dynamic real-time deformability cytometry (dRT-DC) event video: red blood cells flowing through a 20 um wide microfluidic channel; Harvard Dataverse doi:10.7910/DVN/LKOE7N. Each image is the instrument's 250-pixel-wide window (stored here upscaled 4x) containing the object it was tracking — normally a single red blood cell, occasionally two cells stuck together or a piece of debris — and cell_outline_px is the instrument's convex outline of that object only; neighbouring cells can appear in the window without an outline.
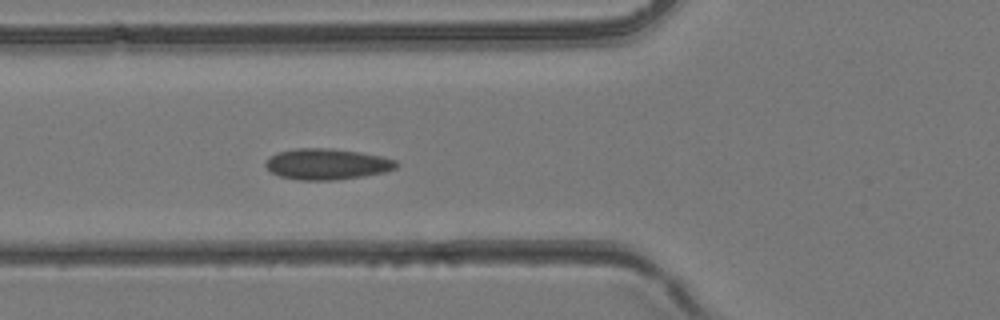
{"species": "common noctule bat (a hibernating species)", "species_latin": "Nyctalus noctula", "temperature_condition": "room temperature", "stored_images_in_passage": 44, "camera_frame_rate_fps": 3000, "um_per_image_px": 0.085, "animal": {"sex": "female", "body_mass_g": 24.6, "forearm_length_mm": 56.2}, "frame": {"image": 1, "passage_image": 17, "time_ms": 5.333, "image_size_px": [1000, 320], "cell_outline_px": [[400, 164], [396, 168], [384, 172], [364, 176], [336, 180], [300, 180], [280, 176], [272, 172], [264, 164], [272, 156], [280, 152], [296, 148], [332, 148], [360, 152], [380, 156], [396, 160]], "centroid_in_image_um": [27.84, 13.95], "position_along_channel_um": 98.0, "area_um2": 23.47}}
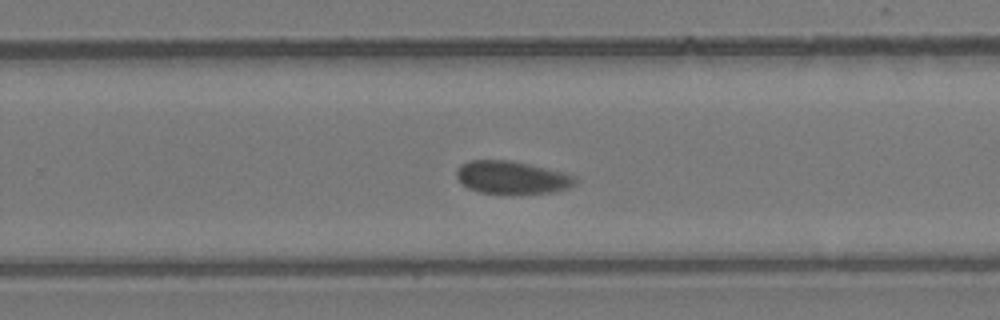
{"frame": {"image": 2, "passage_image": 29, "time_ms": 9.333, "image_size_px": [1000, 320], "cell_outline_px": [[576, 180], [568, 188], [556, 192], [512, 196], [480, 192], [468, 188], [456, 176], [456, 168], [460, 164], [468, 160], [508, 160], [528, 164], [576, 176]], "centroid_in_image_um": [43.47, 15.12], "position_along_channel_um": 286.3, "area_um2": 23.12}}
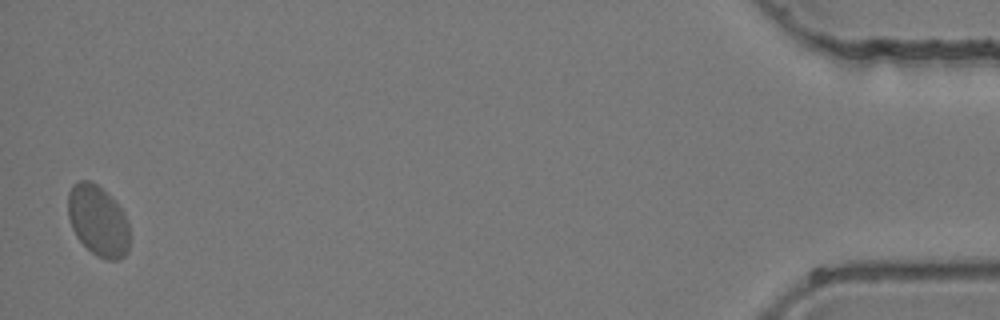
{"frame": {"image": 3, "passage_image": 44, "time_ms": 14.333, "image_size_px": [1000, 320], "cell_outline_px": [[128, 252], [120, 260], [108, 260], [96, 256], [76, 236], [72, 228], [68, 216], [68, 192], [72, 184], [80, 180], [88, 180], [96, 184], [124, 212], [128, 220]], "centroid_in_image_um": [8.32, 18.78], "position_along_channel_um": 426.9, "area_um2": 25.2}}